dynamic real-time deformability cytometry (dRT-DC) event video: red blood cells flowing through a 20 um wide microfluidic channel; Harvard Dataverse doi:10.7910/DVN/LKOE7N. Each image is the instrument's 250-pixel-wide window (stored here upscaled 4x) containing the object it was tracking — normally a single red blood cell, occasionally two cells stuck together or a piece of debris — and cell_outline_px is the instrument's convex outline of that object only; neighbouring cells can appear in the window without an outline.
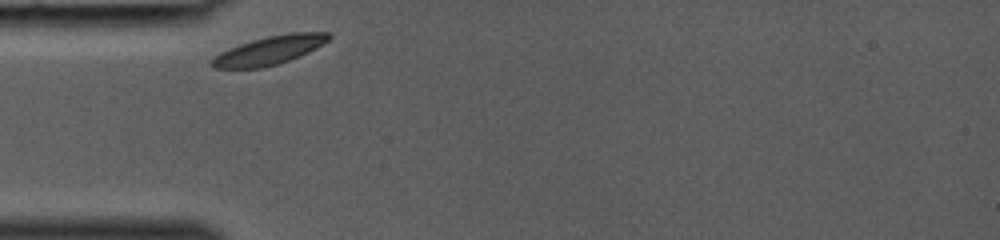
{"species": "common noctule bat (a hibernating species)", "species_latin": "Nyctalus noctula", "temperature_condition": "room temperature", "stored_images_in_passage": 23, "camera_frame_rate_fps": 3000, "um_per_image_px": 0.085, "animal": {"sex": "female", "body_mass_g": 19.0, "forearm_length_mm": 53.3}, "frame": {"image": 1, "passage_image": 1, "time_ms": 0.0, "image_size_px": [1000, 240], "cell_outline_px": [[332, 36], [328, 40], [316, 48], [308, 52], [288, 60], [276, 64], [260, 68], [212, 68], [208, 64], [220, 52], [240, 44], [252, 40], [268, 36], [288, 32], [328, 32]], "centroid_in_image_um": [22.89, 4.27], "position_along_channel_um": 62.1, "area_um2": 19.25}}
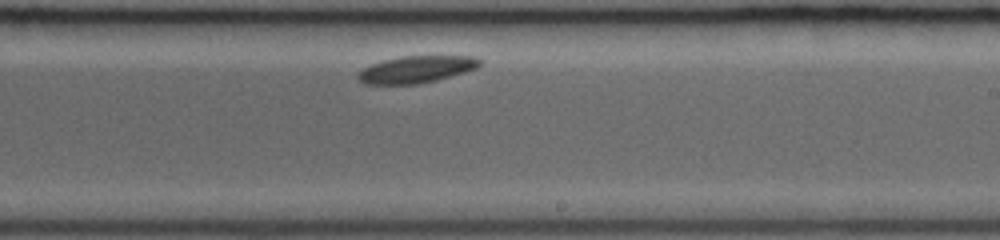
{"frame": {"image": 2, "passage_image": 14, "time_ms": 4.333, "image_size_px": [1000, 240], "cell_outline_px": [[480, 64], [476, 68], [464, 72], [436, 80], [420, 84], [368, 84], [360, 80], [356, 76], [356, 72], [372, 64], [384, 60], [400, 56], [472, 56], [480, 60]], "centroid_in_image_um": [35.35, 5.9], "position_along_channel_um": 253.6, "area_um2": 18.96}}
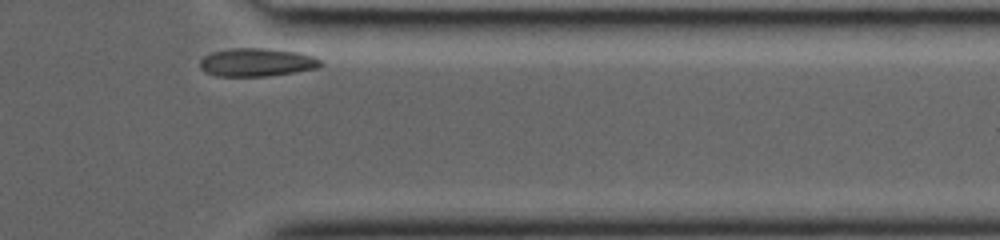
{"frame": {"image": 3, "passage_image": 23, "time_ms": 7.333, "image_size_px": [1000, 240], "cell_outline_px": [[324, 64], [316, 68], [268, 76], [216, 76], [204, 72], [200, 68], [200, 60], [204, 56], [212, 52], [228, 48], [264, 48], [296, 52], [312, 56], [320, 60]], "centroid_in_image_um": [21.77, 5.29], "position_along_channel_um": 389.6, "area_um2": 19.77}}